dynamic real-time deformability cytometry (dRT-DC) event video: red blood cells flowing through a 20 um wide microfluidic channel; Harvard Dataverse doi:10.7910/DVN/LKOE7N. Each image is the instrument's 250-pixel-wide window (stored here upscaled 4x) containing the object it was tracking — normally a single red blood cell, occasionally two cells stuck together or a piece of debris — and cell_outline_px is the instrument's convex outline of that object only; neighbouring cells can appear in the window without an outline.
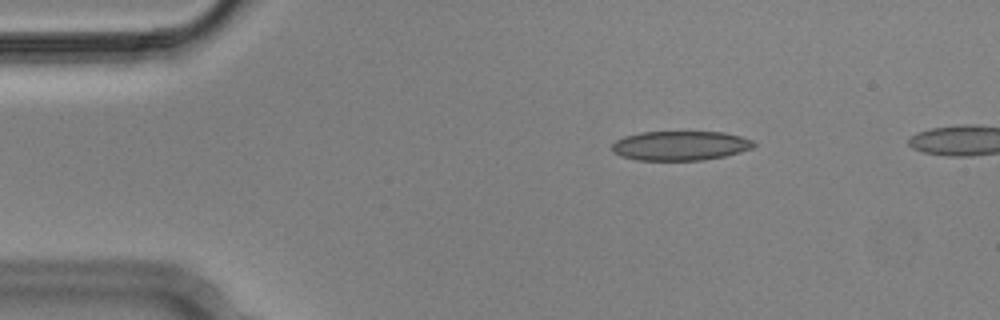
{"species": "Egyptian fruit bat (a non-hibernating species)", "species_latin": "Rousettus aegyptiacus", "temperature_condition": "cold", "stored_images_in_passage": 6, "camera_frame_rate_fps": 3000, "um_per_image_px": 0.085, "animal": {"sex": "male"}, "frame": {"image": 1, "passage_image": 3, "time_ms": 0.667, "image_size_px": [1000, 320], "cell_outline_px": [[756, 144], [752, 148], [740, 152], [724, 156], [704, 160], [636, 160], [620, 156], [612, 152], [612, 144], [616, 140], [624, 136], [640, 132], [724, 132], [740, 136], [752, 140]], "centroid_in_image_um": [57.8, 12.38], "position_along_channel_um": 27.2, "area_um2": 24.39}}